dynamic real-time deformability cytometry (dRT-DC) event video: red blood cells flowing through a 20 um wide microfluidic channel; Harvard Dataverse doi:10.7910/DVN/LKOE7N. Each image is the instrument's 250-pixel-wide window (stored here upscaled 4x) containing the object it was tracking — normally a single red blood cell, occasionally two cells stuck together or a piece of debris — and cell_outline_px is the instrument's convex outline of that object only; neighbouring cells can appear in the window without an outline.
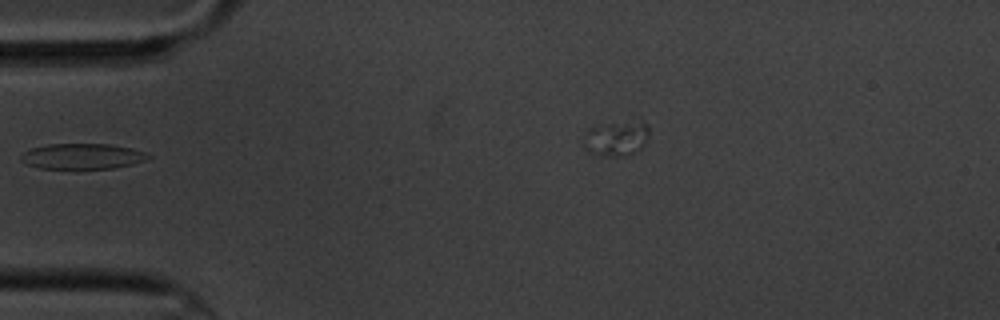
{"species": "common noctule bat (a hibernating species)", "species_latin": "Nyctalus noctula", "temperature_condition": "cold", "stored_images_in_passage": 12, "camera_frame_rate_fps": 3000, "um_per_image_px": 0.085, "animal": {"sex": "male", "body_mass_g": 20.1, "forearm_length_mm": 53.5}, "frame": {"image": 1, "passage_image": 3, "time_ms": 3.333, "image_size_px": [1000, 320], "cell_outline_px": [[152, 156], [144, 160], [132, 164], [116, 168], [40, 168], [28, 164], [20, 160], [20, 156], [24, 152], [32, 148], [48, 144], [108, 144], [132, 148], [144, 152]], "centroid_in_image_um": [7.0, 13.28], "position_along_channel_um": 78.0, "area_um2": 18.73}}
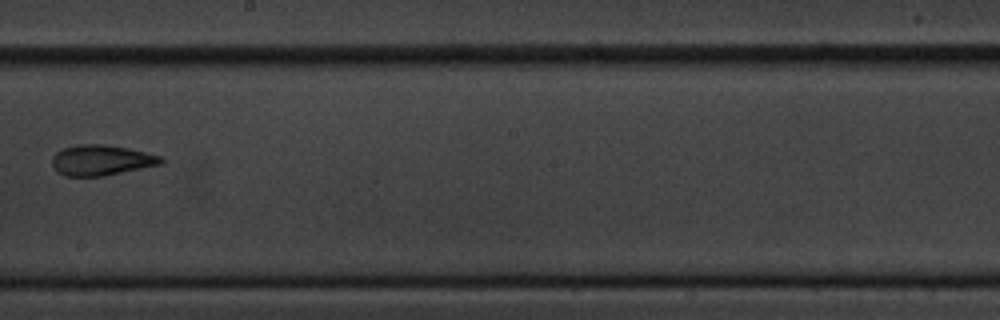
{"frame": {"image": 2, "passage_image": 7, "time_ms": 8.0, "image_size_px": [1000, 320], "cell_outline_px": [[164, 160], [160, 164], [104, 176], [64, 176], [56, 172], [52, 164], [52, 156], [56, 152], [64, 148], [76, 144], [104, 144], [128, 148], [160, 156]], "centroid_in_image_um": [8.55, 13.61], "position_along_channel_um": 239.6, "area_um2": 19.31}}
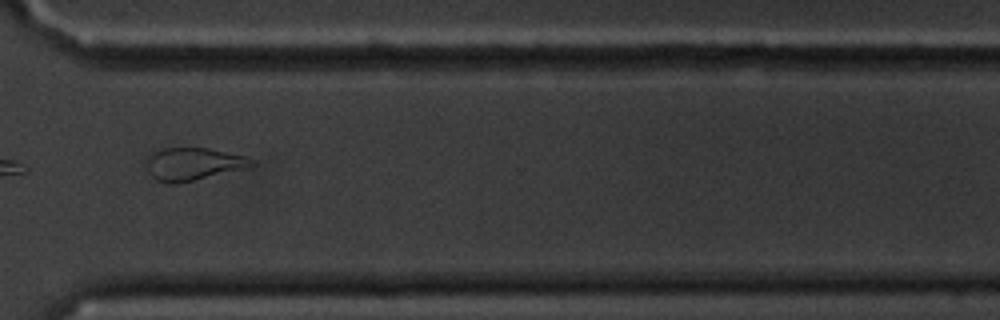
{"frame": {"image": 3, "passage_image": 10, "time_ms": 11.333, "image_size_px": [1000, 320], "cell_outline_px": [[256, 164], [244, 168], [176, 184], [172, 184], [156, 180], [148, 172], [144, 160], [144, 156], [152, 152], [164, 148], [208, 148], [244, 156], [252, 160]], "centroid_in_image_um": [16.32, 13.93], "position_along_channel_um": 354.3, "area_um2": 19.88}, "authors_computed_cell_mechanics": {"area_um2": 19.4786, "velocity_mm_per_s": 3.4547, "shape_relaxation_time_tau1_ms": 4.3919, "shape_relaxation_time_tau2_ms": 2.0189, "deformation_change_tau1": 0.1385, "deformation_change_tau2": 0.0991}}